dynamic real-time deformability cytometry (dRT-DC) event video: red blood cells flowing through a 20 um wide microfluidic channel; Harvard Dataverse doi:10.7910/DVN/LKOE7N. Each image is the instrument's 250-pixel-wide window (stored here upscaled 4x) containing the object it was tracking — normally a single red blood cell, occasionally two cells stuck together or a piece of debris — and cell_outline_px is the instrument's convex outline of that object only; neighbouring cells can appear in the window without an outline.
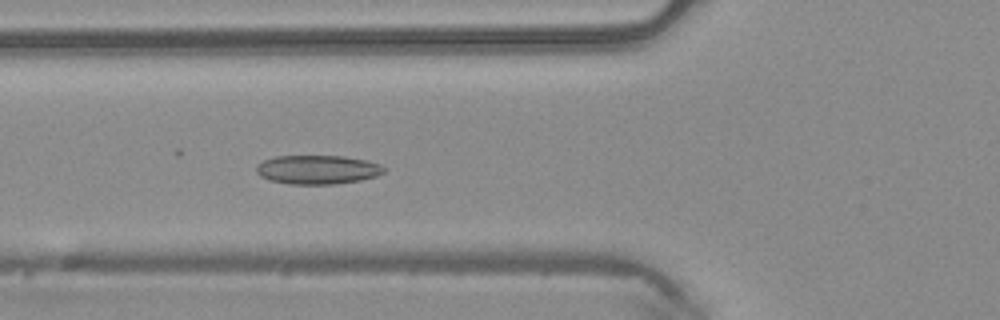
{"species": "common noctule bat (a hibernating species)", "species_latin": "Nyctalus noctula", "temperature_condition": "warm", "stored_images_in_passage": 4, "camera_frame_rate_fps": 3000, "um_per_image_px": 0.085, "animal": {"sex": "male", "body_mass_g": 20.4}, "frame": {"image": 1, "passage_image": 4, "time_ms": 1.0, "image_size_px": [1000, 320], "cell_outline_px": [[384, 172], [376, 176], [360, 180], [336, 184], [288, 184], [268, 180], [260, 176], [256, 172], [256, 164], [264, 160], [276, 156], [344, 156], [368, 160], [380, 164], [384, 168]], "centroid_in_image_um": [26.97, 14.42], "position_along_channel_um": 98.8, "area_um2": 21.68}}